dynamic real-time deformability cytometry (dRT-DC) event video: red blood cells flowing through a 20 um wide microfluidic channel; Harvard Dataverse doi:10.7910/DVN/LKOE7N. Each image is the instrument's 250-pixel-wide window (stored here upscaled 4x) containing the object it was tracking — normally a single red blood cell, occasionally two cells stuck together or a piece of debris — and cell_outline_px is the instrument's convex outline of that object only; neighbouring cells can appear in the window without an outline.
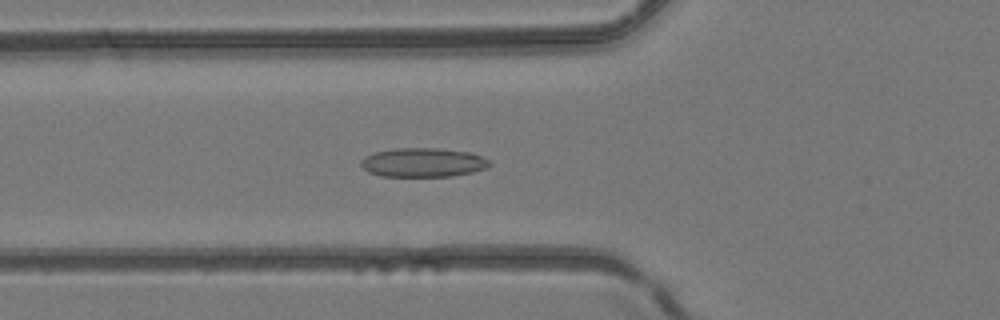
{"species": "common noctule bat (a hibernating species)", "species_latin": "Nyctalus noctula", "temperature_condition": "room temperature", "stored_images_in_passage": 49, "camera_frame_rate_fps": 3000, "um_per_image_px": 0.085, "animal": {"sex": "female", "body_mass_g": 24.6, "forearm_length_mm": 56.2}, "frame": {"image": 1, "passage_image": 18, "time_ms": 5.667, "image_size_px": [1000, 320], "cell_outline_px": [[492, 164], [488, 168], [472, 172], [452, 176], [380, 176], [368, 172], [360, 164], [360, 160], [376, 152], [396, 148], [436, 148], [472, 152], [488, 160]], "centroid_in_image_um": [35.99, 13.81], "position_along_channel_um": 89.8, "area_um2": 21.73}}
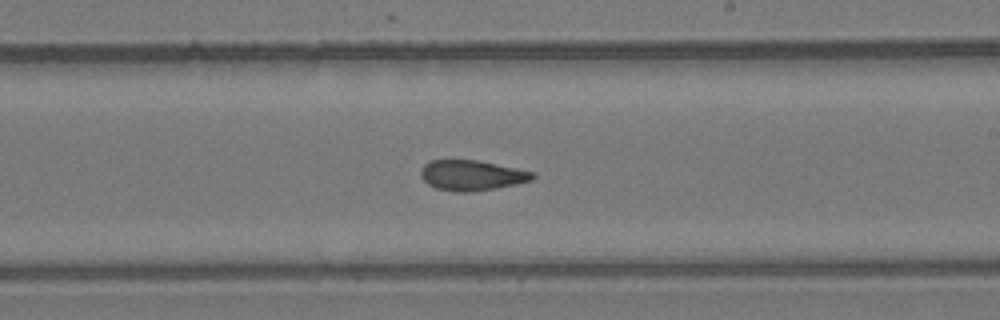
{"frame": {"image": 2, "passage_image": 29, "time_ms": 9.333, "image_size_px": [1000, 320], "cell_outline_px": [[536, 176], [532, 180], [516, 184], [496, 188], [472, 192], [456, 192], [436, 188], [428, 184], [420, 176], [420, 172], [424, 164], [428, 160], [480, 160], [536, 172]], "centroid_in_image_um": [40.12, 14.89], "position_along_channel_um": 248.9, "area_um2": 20.0}}
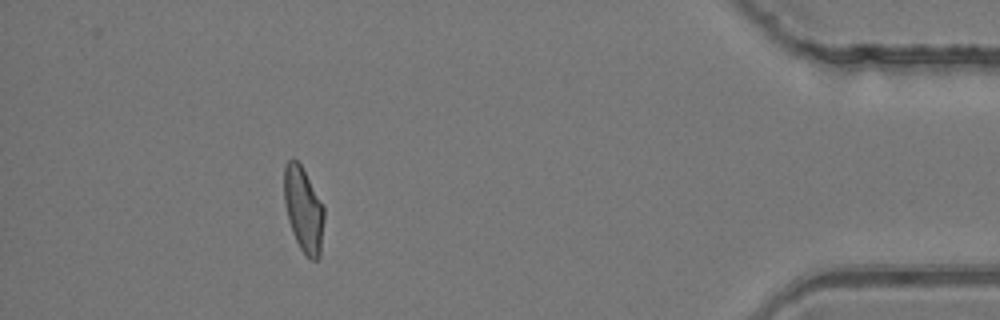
{"frame": {"image": 3, "passage_image": 44, "time_ms": 14.333, "image_size_px": [1000, 320], "cell_outline_px": [[324, 220], [320, 256], [316, 260], [312, 260], [300, 248], [292, 232], [288, 220], [284, 204], [284, 168], [288, 160], [292, 156], [300, 164], [324, 204]], "centroid_in_image_um": [25.8, 17.79], "position_along_channel_um": 409.4, "area_um2": 19.94}}